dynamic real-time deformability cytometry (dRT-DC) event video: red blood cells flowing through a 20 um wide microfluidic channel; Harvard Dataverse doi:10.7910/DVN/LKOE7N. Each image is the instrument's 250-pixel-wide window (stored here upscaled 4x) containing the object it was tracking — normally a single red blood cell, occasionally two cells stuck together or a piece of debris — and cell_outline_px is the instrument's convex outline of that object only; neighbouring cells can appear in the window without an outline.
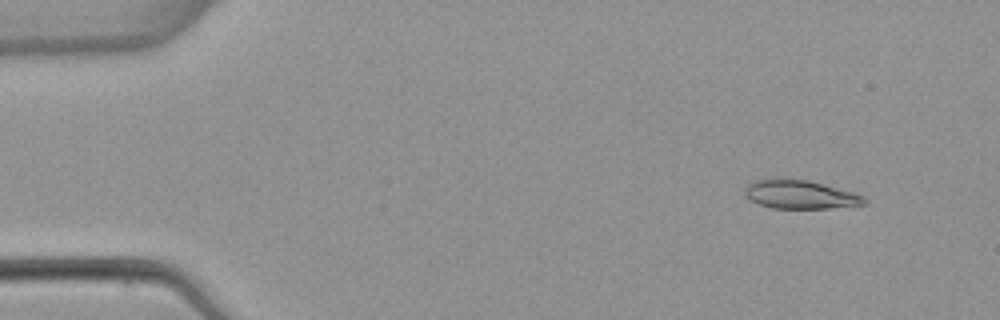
{"species": "common noctule bat (a hibernating species)", "species_latin": "Nyctalus noctula", "temperature_condition": "warm", "stored_images_in_passage": 4, "camera_frame_rate_fps": 3000, "um_per_image_px": 0.085, "animal": {"sex": "female", "body_mass_g": 22.7, "forearm_length_mm": 54.2}, "frame": {"image": 1, "passage_image": 1, "time_ms": 0.0, "image_size_px": [1000, 320], "cell_outline_px": [[868, 204], [828, 208], [772, 208], [760, 204], [744, 196], [744, 188], [748, 184], [756, 180], [772, 176], [808, 180], [852, 192], [864, 196], [868, 200]], "centroid_in_image_um": [67.97, 16.5], "position_along_channel_um": 17.0, "area_um2": 20.23}}
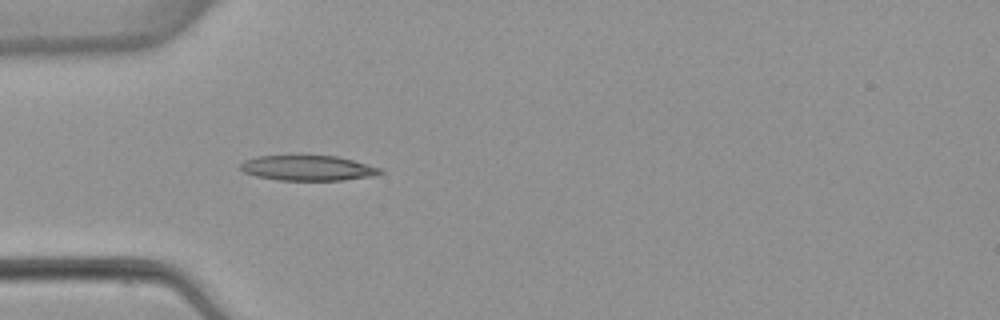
{"frame": {"image": 2, "passage_image": 4, "time_ms": 3.667, "image_size_px": [1000, 320], "cell_outline_px": [[384, 172], [376, 176], [344, 180], [276, 180], [256, 176], [244, 172], [240, 168], [240, 164], [244, 160], [256, 156], [336, 156], [352, 160], [380, 168]], "centroid_in_image_um": [26.16, 14.29], "position_along_channel_um": 58.8, "area_um2": 20.46}}